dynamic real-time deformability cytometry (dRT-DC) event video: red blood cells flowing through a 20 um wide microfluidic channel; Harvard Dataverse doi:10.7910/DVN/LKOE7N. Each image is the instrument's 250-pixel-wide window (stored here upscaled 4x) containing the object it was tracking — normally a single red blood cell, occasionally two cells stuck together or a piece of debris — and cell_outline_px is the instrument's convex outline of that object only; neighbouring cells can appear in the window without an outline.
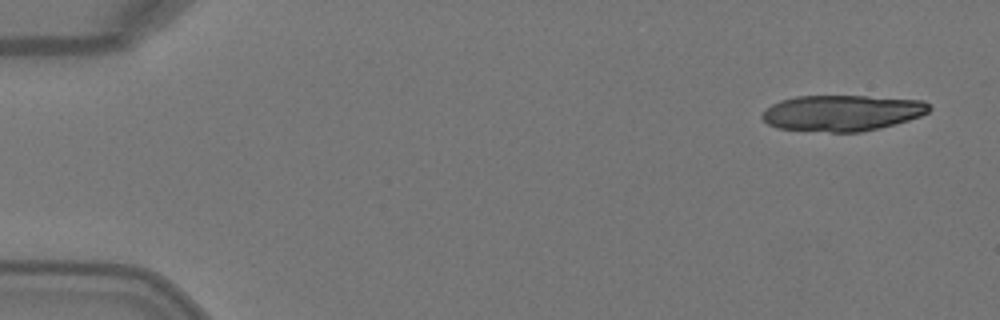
{"species": "Egyptian fruit bat (a non-hibernating species)", "species_latin": "Rousettus aegyptiacus", "temperature_condition": "warm", "stored_images_in_passage": 5, "camera_frame_rate_fps": 3000, "um_per_image_px": 0.085, "animal": {"sex": "female"}, "frame": {"image": 1, "passage_image": 1, "time_ms": 0.0, "image_size_px": [1000, 320], "cell_outline_px": [[932, 108], [928, 112], [920, 116], [908, 120], [880, 128], [860, 132], [832, 132], [776, 128], [768, 124], [760, 116], [764, 108], [780, 100], [796, 96], [864, 96], [924, 100]], "centroid_in_image_um": [71.55, 9.6], "position_along_channel_um": 13.4, "area_um2": 35.14}}
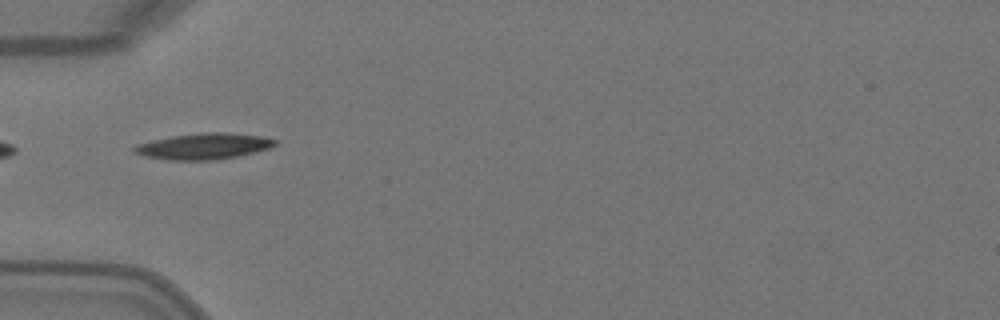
{"frame": {"image": 2, "passage_image": 5, "time_ms": 1.333, "image_size_px": [1000, 320], "cell_outline_px": [[276, 144], [268, 148], [236, 156], [212, 160], [168, 160], [144, 156], [132, 152], [132, 148], [136, 144], [152, 140], [172, 136], [200, 132], [228, 132], [260, 136], [276, 140]], "centroid_in_image_um": [17.24, 12.42], "position_along_channel_um": 67.8, "area_um2": 21.27}}